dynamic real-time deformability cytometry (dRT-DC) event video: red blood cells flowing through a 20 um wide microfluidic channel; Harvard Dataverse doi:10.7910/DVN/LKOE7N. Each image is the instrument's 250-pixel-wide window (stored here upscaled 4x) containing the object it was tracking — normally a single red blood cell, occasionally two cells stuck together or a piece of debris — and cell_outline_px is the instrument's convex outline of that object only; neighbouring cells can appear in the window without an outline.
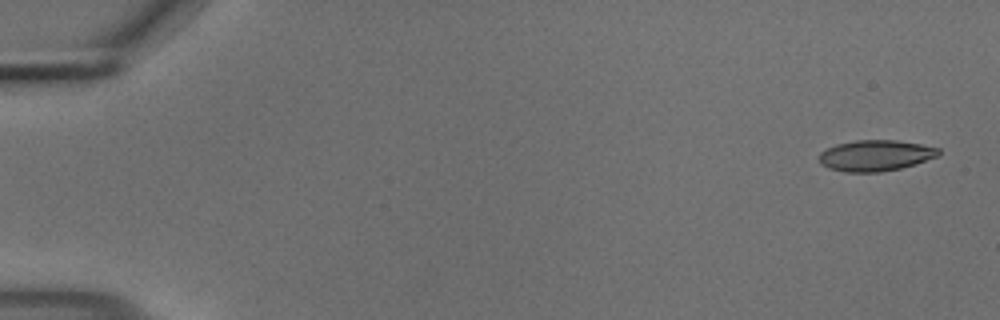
{"species": "common noctule bat (a hibernating species)", "species_latin": "Nyctalus noctula", "temperature_condition": "cold", "stored_images_in_passage": 54, "camera_frame_rate_fps": 3000, "um_per_image_px": 0.085, "animal": {"sex": "male", "body_mass_g": 18.8}, "frame": {"image": 1, "passage_image": 1, "time_ms": 0.0, "image_size_px": [1000, 320], "cell_outline_px": [[940, 156], [900, 168], [880, 172], [844, 172], [828, 168], [820, 164], [820, 152], [836, 144], [856, 140], [896, 140], [920, 144], [940, 148]], "centroid_in_image_um": [74.42, 13.22], "position_along_channel_um": 10.6, "area_um2": 21.56}}
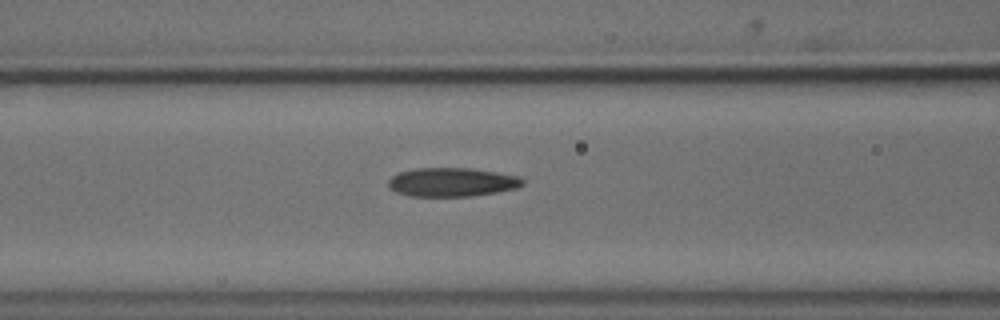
{"frame": {"image": 2, "passage_image": 22, "time_ms": 7.0, "image_size_px": [1000, 320], "cell_outline_px": [[524, 184], [516, 188], [496, 192], [472, 196], [408, 196], [396, 192], [388, 188], [388, 180], [392, 176], [400, 172], [416, 168], [472, 168], [520, 176], [524, 180]], "centroid_in_image_um": [38.41, 15.48], "position_along_channel_um": 128.2, "area_um2": 22.66}}
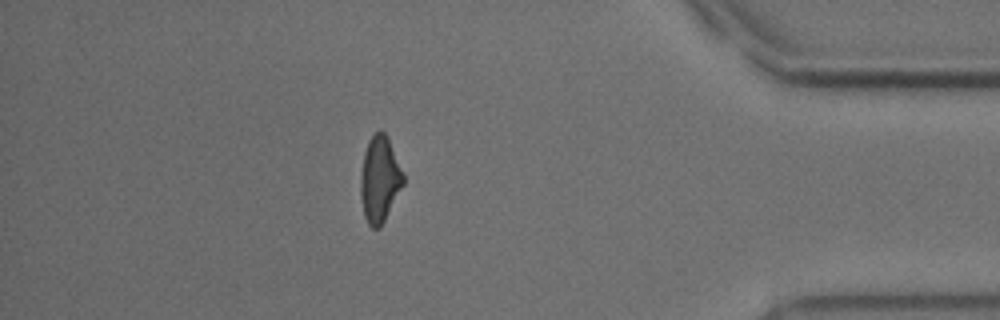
{"frame": {"image": 3, "passage_image": 47, "time_ms": 15.333, "image_size_px": [1000, 320], "cell_outline_px": [[404, 184], [380, 228], [372, 228], [368, 224], [364, 216], [360, 192], [360, 176], [364, 152], [368, 140], [380, 128], [384, 132], [404, 172]], "centroid_in_image_um": [32.27, 15.24], "position_along_channel_um": 402.9, "area_um2": 21.39}, "authors_computed_cell_mechanics": {"area_um2": 22.1663, "velocity_mm_per_s": 3.7143, "shape_relaxation_time_tau1_ms": 11.267, "shape_relaxation_time_tau2_ms": 3.7113, "deformation_change_tau1": 0.2437, "deformation_change_tau2": 0.1145}}